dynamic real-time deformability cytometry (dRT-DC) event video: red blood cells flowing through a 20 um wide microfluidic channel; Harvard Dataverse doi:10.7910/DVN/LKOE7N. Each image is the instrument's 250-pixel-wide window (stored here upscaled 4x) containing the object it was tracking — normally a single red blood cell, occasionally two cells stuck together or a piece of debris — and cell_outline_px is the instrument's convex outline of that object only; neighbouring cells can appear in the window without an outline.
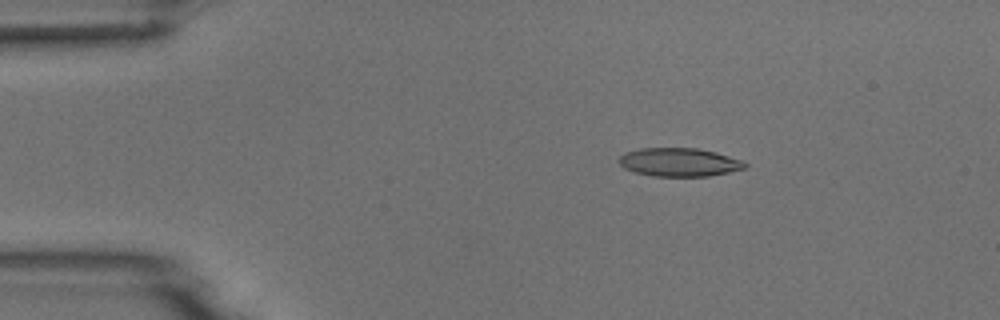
{"species": "common noctule bat (a hibernating species)", "species_latin": "Nyctalus noctula", "temperature_condition": "room temperature", "stored_images_in_passage": 4, "camera_frame_rate_fps": 3000, "um_per_image_px": 0.085, "animal": {"sex": "male", "body_mass_g": 18.8}, "frame": {"image": 1, "passage_image": 2, "time_ms": 2.0, "image_size_px": [1000, 320], "cell_outline_px": [[748, 168], [708, 176], [652, 176], [636, 172], [624, 168], [620, 164], [620, 156], [624, 152], [640, 148], [696, 148], [716, 152], [740, 160], [748, 164]], "centroid_in_image_um": [57.74, 13.78], "position_along_channel_um": 27.3, "area_um2": 20.81}}
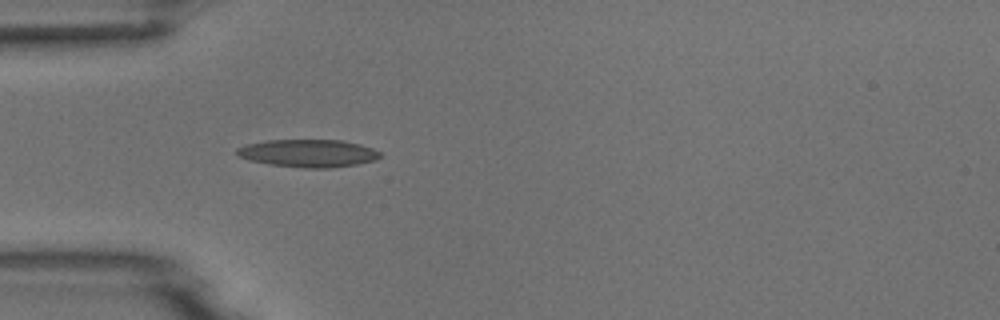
{"frame": {"image": 2, "passage_image": 4, "time_ms": 4.333, "image_size_px": [1000, 320], "cell_outline_px": [[380, 156], [376, 160], [356, 164], [332, 168], [300, 168], [268, 164], [248, 160], [236, 156], [236, 148], [244, 144], [268, 140], [344, 140], [360, 144], [372, 148], [380, 152]], "centroid_in_image_um": [26.15, 13.03], "position_along_channel_um": 58.8, "area_um2": 23.41}}